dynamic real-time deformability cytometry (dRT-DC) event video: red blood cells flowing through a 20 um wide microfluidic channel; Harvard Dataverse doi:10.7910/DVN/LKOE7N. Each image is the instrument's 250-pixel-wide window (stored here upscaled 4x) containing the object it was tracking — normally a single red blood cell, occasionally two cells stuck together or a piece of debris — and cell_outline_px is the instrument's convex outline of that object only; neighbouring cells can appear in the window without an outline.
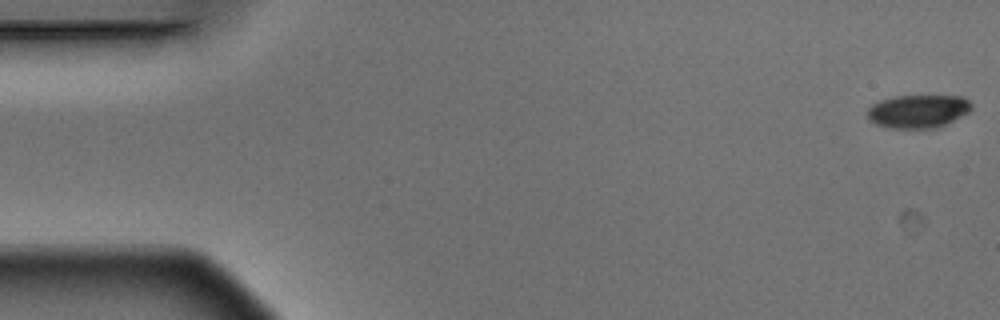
{"species": "Egyptian fruit bat (a non-hibernating species)", "species_latin": "Rousettus aegyptiacus", "temperature_condition": "warm", "stored_images_in_passage": 5, "camera_frame_rate_fps": 3000, "um_per_image_px": 0.085, "animal": {"sex": "male"}, "frame": {"image": 1, "passage_image": 1, "time_ms": 0.0, "image_size_px": [1000, 320], "cell_outline_px": [[972, 108], [968, 112], [936, 128], [888, 128], [876, 124], [868, 116], [868, 108], [872, 104], [880, 100], [892, 96], [964, 96], [972, 104]], "centroid_in_image_um": [78.03, 9.44], "position_along_channel_um": 7.0, "area_um2": 20.0}}
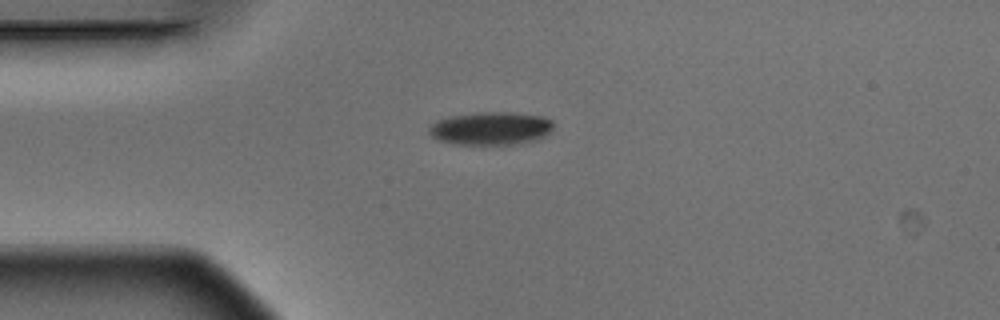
{"frame": {"image": 2, "passage_image": 4, "time_ms": 1.0, "image_size_px": [1000, 320], "cell_outline_px": [[552, 128], [544, 136], [536, 140], [508, 144], [456, 144], [440, 140], [432, 136], [428, 132], [428, 124], [436, 120], [452, 116], [476, 112], [512, 112], [544, 116], [552, 120]], "centroid_in_image_um": [41.69, 10.89], "position_along_channel_um": 43.3, "area_um2": 23.93}}